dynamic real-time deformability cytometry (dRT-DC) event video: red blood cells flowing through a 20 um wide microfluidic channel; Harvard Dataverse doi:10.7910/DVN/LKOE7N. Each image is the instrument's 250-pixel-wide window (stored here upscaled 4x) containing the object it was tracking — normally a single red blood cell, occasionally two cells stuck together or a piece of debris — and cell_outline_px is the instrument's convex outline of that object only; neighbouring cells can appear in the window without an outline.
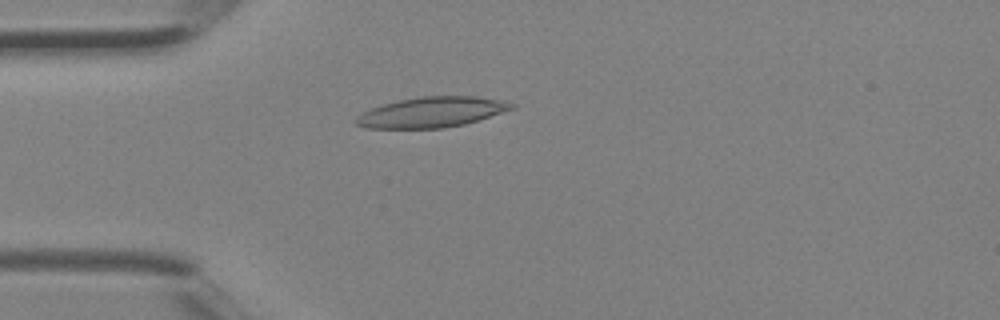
{"species": "Egyptian fruit bat (a non-hibernating species)", "species_latin": "Rousettus aegyptiacus", "temperature_condition": "room temperature", "stored_images_in_passage": 3, "camera_frame_rate_fps": 3000, "um_per_image_px": 0.085, "animal": {"sex": "female"}, "frame": {"image": 1, "passage_image": 3, "time_ms": 0.667, "image_size_px": [1000, 320], "cell_outline_px": [[516, 108], [464, 124], [444, 128], [364, 128], [356, 124], [352, 120], [356, 116], [380, 104], [420, 96], [476, 96], [516, 104]], "centroid_in_image_um": [36.64, 9.54], "position_along_channel_um": 48.4, "area_um2": 27.46}}